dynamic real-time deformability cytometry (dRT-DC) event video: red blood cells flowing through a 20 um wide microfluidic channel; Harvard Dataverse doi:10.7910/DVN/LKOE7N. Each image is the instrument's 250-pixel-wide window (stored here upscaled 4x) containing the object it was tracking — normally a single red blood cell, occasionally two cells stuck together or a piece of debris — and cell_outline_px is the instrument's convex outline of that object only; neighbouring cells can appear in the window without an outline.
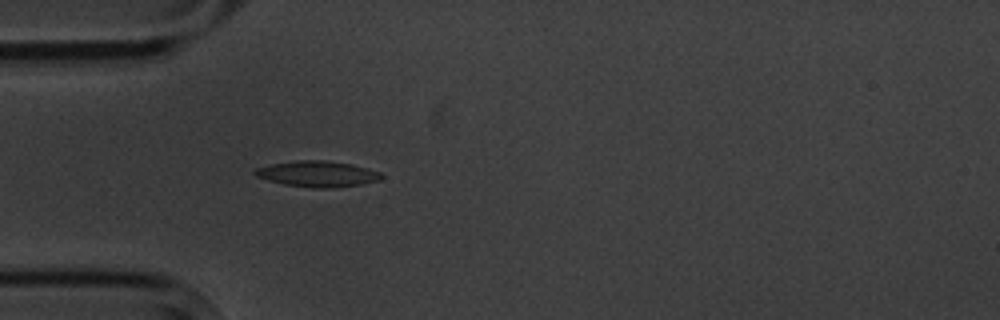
{"species": "common noctule bat (a hibernating species)", "species_latin": "Nyctalus noctula", "temperature_condition": "cold", "stored_images_in_passage": 3, "camera_frame_rate_fps": 3000, "um_per_image_px": 0.085, "animal": {"sex": "male", "body_mass_g": 20.1, "forearm_length_mm": 53.5}, "frame": {"image": 1, "passage_image": 3, "time_ms": 3.333, "image_size_px": [1000, 320], "cell_outline_px": [[384, 176], [380, 180], [360, 184], [328, 188], [312, 188], [284, 184], [268, 180], [256, 176], [252, 172], [256, 168], [268, 164], [296, 160], [324, 160], [352, 164], [380, 172]], "centroid_in_image_um": [26.95, 14.77], "position_along_channel_um": 58.0, "area_um2": 19.07}}